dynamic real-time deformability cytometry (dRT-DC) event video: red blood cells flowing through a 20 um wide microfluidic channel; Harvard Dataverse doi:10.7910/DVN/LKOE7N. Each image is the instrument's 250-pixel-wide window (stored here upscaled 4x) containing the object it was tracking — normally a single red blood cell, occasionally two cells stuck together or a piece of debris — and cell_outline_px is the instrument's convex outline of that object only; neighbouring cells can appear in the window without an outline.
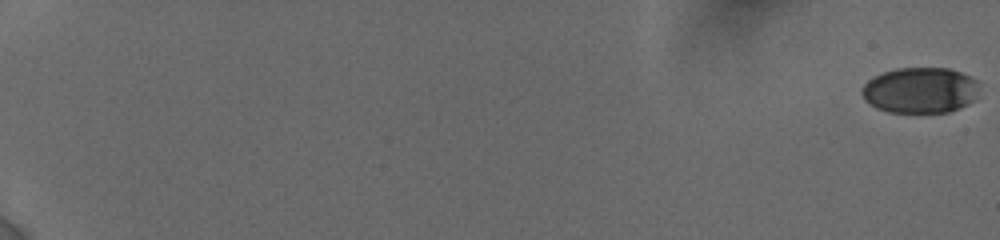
{"species": "human", "species_latin": "Homo sapiens", "temperature_condition": "cold", "stored_images_in_passage": 50, "camera_frame_rate_fps": 3000, "um_per_image_px": 0.085, "donor": {"sex": "female"}, "frame": {"image": 1, "passage_image": 1, "time_ms": 0.0, "image_size_px": [1000, 240], "cell_outline_px": [[976, 100], [960, 108], [948, 112], [888, 112], [876, 108], [864, 100], [860, 92], [864, 84], [868, 80], [884, 72], [896, 68], [948, 68], [960, 72], [976, 80]], "centroid_in_image_um": [78.19, 7.68], "position_along_channel_um": 6.8, "area_um2": 31.27}}
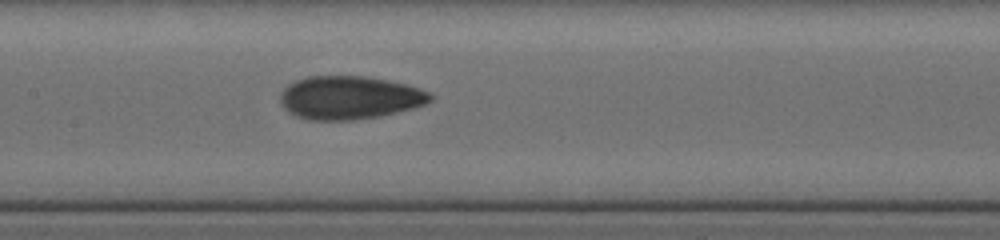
{"frame": {"image": 2, "passage_image": 27, "time_ms": 10.667, "image_size_px": [1000, 240], "cell_outline_px": [[432, 100], [424, 104], [412, 108], [376, 116], [352, 120], [312, 120], [296, 116], [280, 100], [280, 92], [288, 84], [296, 80], [308, 76], [368, 76], [408, 84], [432, 92]], "centroid_in_image_um": [29.74, 8.27], "position_along_channel_um": 177.7, "area_um2": 37.57}}
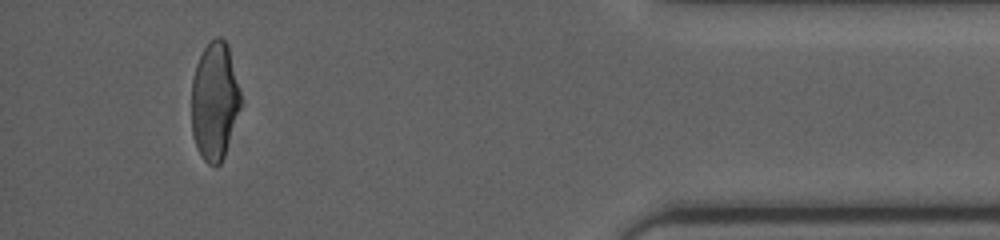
{"frame": {"image": 3, "passage_image": 47, "time_ms": 18.0, "image_size_px": [1000, 240], "cell_outline_px": [[244, 104], [224, 156], [220, 164], [216, 168], [208, 164], [204, 160], [196, 144], [192, 132], [192, 80], [196, 64], [204, 48], [216, 36], [220, 36], [228, 44], [244, 100]], "centroid_in_image_um": [18.3, 8.6], "position_along_channel_um": 416.9, "area_um2": 34.62}, "authors_computed_cell_mechanics": {"area_um2": 35.4892, "velocity_mm_per_s": 3.8482, "shape_relaxation_time_tau1_ms": 5.3699, "shape_relaxation_time_tau2_ms": 1.2527, "deformation_change_tau1": 0.1602, "deformation_change_tau2": 0.0623}}